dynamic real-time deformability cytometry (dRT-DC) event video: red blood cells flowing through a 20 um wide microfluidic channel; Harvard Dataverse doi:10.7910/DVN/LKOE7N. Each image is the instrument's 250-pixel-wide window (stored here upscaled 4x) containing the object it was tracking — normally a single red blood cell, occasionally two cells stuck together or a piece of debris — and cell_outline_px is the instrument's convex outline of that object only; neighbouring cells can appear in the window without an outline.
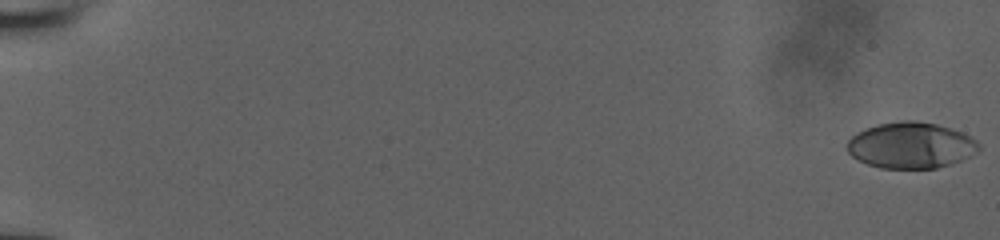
{"species": "human", "species_latin": "Homo sapiens", "temperature_condition": "room temperature", "stored_images_in_passage": 54, "camera_frame_rate_fps": 3000, "um_per_image_px": 0.085, "donor": {"sex": "male"}, "frame": {"image": 1, "passage_image": 1, "time_ms": 0.0, "image_size_px": [1000, 240], "cell_outline_px": [[980, 148], [972, 156], [952, 164], [936, 168], [880, 168], [868, 164], [852, 156], [848, 152], [848, 140], [852, 136], [876, 124], [904, 120], [916, 120], [936, 124], [964, 132], [976, 140], [980, 144]], "centroid_in_image_um": [77.48, 12.35], "position_along_channel_um": 7.5, "area_um2": 35.37}}
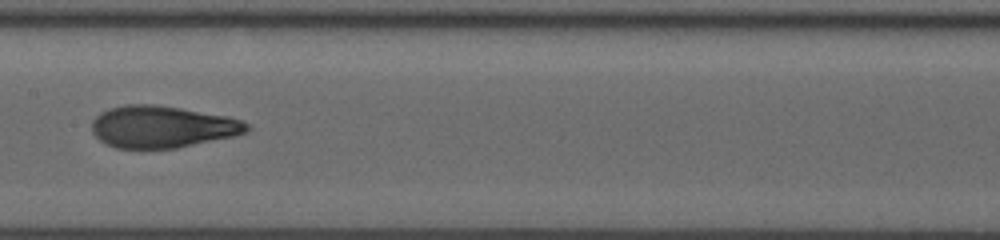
{"frame": {"image": 2, "passage_image": 31, "time_ms": 10.0, "image_size_px": [1000, 240], "cell_outline_px": [[248, 128], [244, 132], [232, 136], [176, 148], [116, 148], [104, 144], [92, 132], [92, 120], [100, 112], [108, 108], [124, 104], [156, 104], [228, 116], [240, 120], [248, 124]], "centroid_in_image_um": [13.71, 10.76], "position_along_channel_um": 193.7, "area_um2": 37.74}}
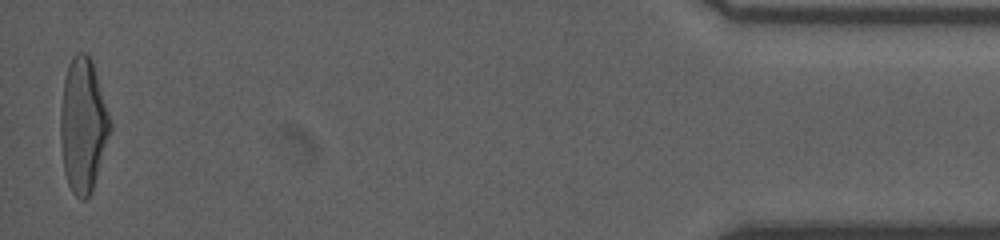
{"frame": {"image": 3, "passage_image": 54, "time_ms": 17.667, "image_size_px": [1000, 240], "cell_outline_px": [[112, 128], [92, 192], [84, 200], [80, 200], [72, 192], [68, 184], [64, 172], [60, 136], [60, 112], [64, 80], [68, 64], [72, 56], [76, 52], [88, 52], [92, 60], [112, 124]], "centroid_in_image_um": [7.06, 10.64], "position_along_channel_um": 428.1, "area_um2": 39.02}}